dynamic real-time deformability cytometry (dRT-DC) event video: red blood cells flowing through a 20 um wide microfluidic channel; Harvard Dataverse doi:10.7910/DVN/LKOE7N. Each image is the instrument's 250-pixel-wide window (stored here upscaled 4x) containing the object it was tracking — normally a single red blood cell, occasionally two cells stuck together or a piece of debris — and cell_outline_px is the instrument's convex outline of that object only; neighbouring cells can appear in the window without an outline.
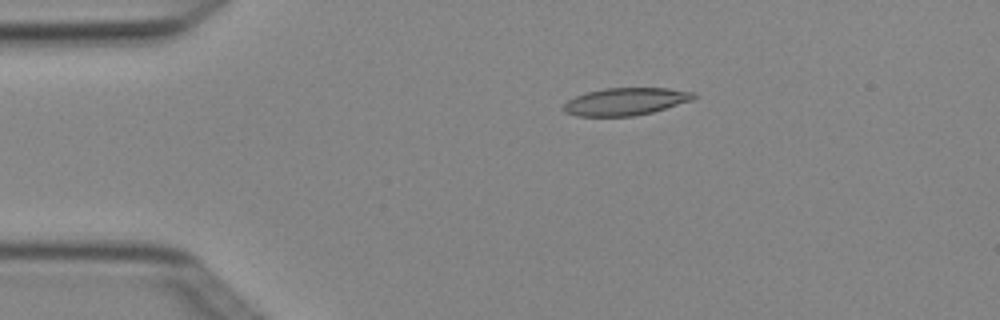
{"species": "Egyptian fruit bat (a non-hibernating species)", "species_latin": "Rousettus aegyptiacus", "temperature_condition": "cold", "stored_images_in_passage": 4, "segment_of_instrument_passage": [1, 2], "camera_frame_rate_fps": 3000, "um_per_image_px": 0.085, "animal": {"sex": "female"}, "frame": {"image": 1, "passage_image": 2, "time_ms": 0.333, "image_size_px": [1000, 320], "cell_outline_px": [[696, 96], [692, 100], [652, 112], [636, 116], [576, 116], [564, 112], [560, 108], [568, 100], [576, 96], [588, 92], [604, 88], [668, 88], [696, 92]], "centroid_in_image_um": [53.16, 8.63], "position_along_channel_um": 31.8, "area_um2": 20.87}}